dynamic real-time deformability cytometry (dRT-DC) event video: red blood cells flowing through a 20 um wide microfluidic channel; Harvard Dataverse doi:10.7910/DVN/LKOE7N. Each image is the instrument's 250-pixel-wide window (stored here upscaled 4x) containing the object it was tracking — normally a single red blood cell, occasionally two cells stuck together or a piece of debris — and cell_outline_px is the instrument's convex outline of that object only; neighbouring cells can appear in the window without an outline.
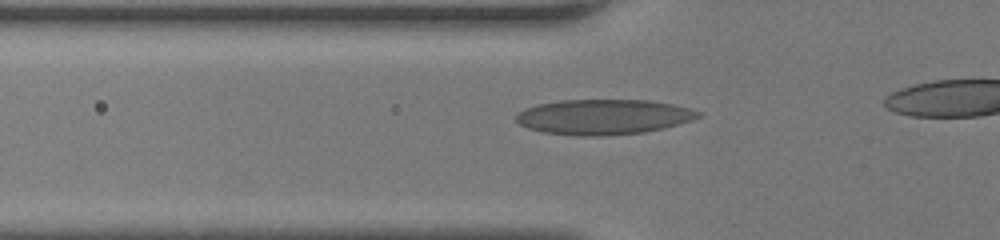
{"species": "human", "species_latin": "Homo sapiens", "temperature_condition": "room temperature", "stored_images_in_passage": 36, "camera_frame_rate_fps": 3000, "um_per_image_px": 0.085, "donor": {"sex": "female"}, "frame": {"image": 1, "passage_image": 12, "time_ms": 3.667, "image_size_px": [1000, 240], "cell_outline_px": [[704, 112], [700, 116], [692, 120], [644, 132], [604, 136], [576, 136], [544, 132], [528, 128], [520, 124], [516, 120], [516, 112], [524, 108], [536, 104], [560, 100], [648, 100], [672, 104]], "centroid_in_image_um": [51.25, 9.93], "position_along_channel_um": 74.6, "area_um2": 37.4}}
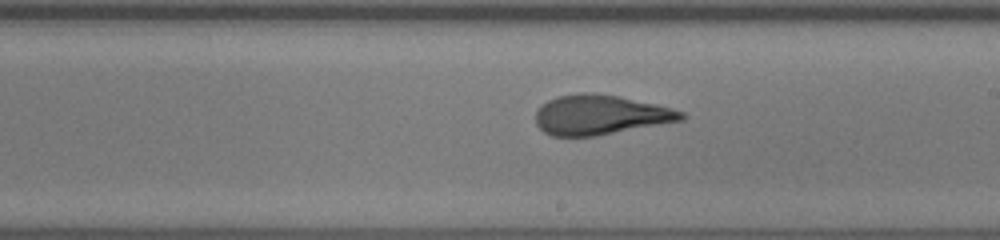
{"frame": {"image": 2, "passage_image": 23, "time_ms": 7.333, "image_size_px": [1000, 240], "cell_outline_px": [[688, 116], [684, 120], [596, 136], [552, 136], [544, 132], [536, 124], [536, 112], [540, 104], [556, 96], [580, 92], [592, 92], [620, 96], [656, 104], [672, 108], [684, 112]], "centroid_in_image_um": [51.03, 9.75], "position_along_channel_um": 238.0, "area_um2": 34.1}}
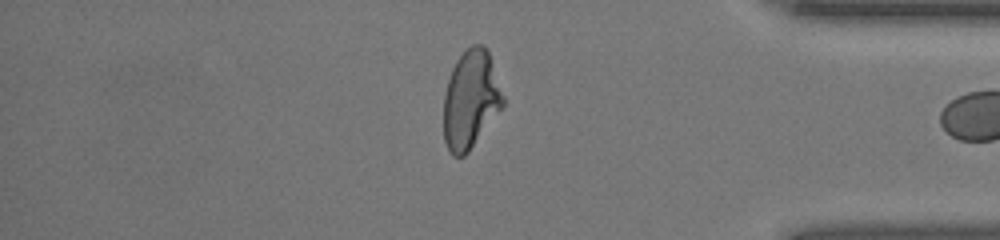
{"frame": {"image": 3, "passage_image": 35, "time_ms": 11.333, "image_size_px": [1000, 240], "cell_outline_px": [[504, 104], [468, 152], [464, 156], [452, 156], [448, 152], [444, 140], [444, 96], [448, 80], [452, 68], [456, 60], [472, 44], [484, 44], [488, 52], [504, 96]], "centroid_in_image_um": [39.99, 8.47], "position_along_channel_um": 395.2, "area_um2": 33.64}}